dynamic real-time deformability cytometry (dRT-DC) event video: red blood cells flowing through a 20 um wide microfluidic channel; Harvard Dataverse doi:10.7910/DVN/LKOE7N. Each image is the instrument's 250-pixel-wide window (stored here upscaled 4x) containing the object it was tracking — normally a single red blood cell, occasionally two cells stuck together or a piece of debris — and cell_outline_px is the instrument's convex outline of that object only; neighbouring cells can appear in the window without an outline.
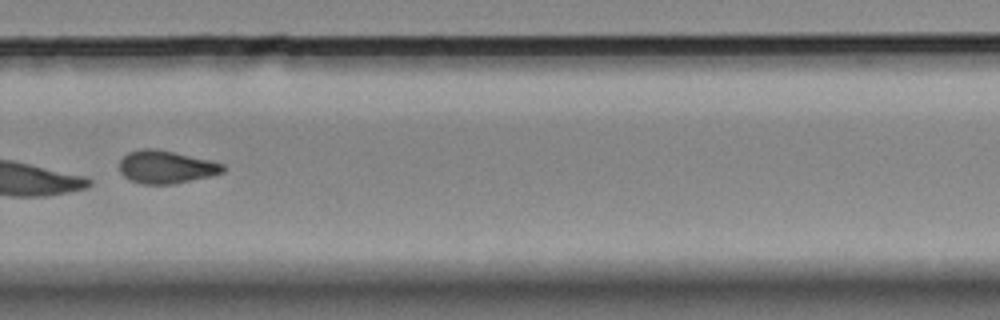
{"species": "Egyptian fruit bat (a non-hibernating species)", "species_latin": "Rousettus aegyptiacus", "temperature_condition": "room temperature", "stored_images_in_passage": 12, "camera_frame_rate_fps": 3000, "um_per_image_px": 0.085, "animal": {"sex": "female"}, "frame": {"image": 1, "passage_image": 9, "time_ms": 9.333, "image_size_px": [1000, 320], "cell_outline_px": [[224, 172], [208, 176], [172, 184], [140, 184], [128, 180], [120, 172], [120, 160], [128, 152], [140, 148], [156, 148], [212, 160], [224, 164]], "centroid_in_image_um": [14.08, 14.18], "position_along_channel_um": 315.7, "area_um2": 19.94}}
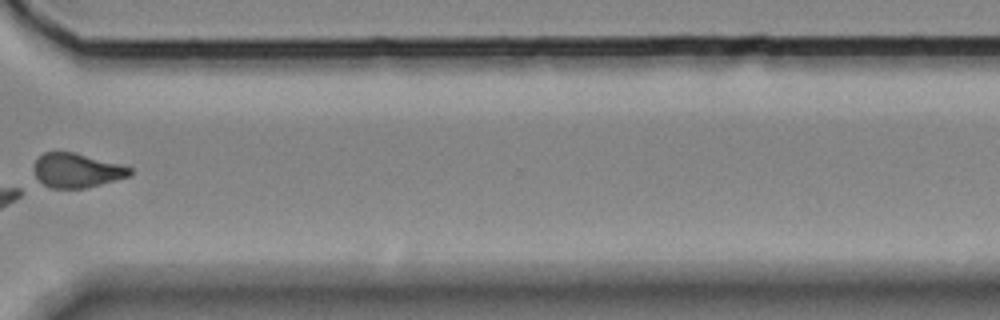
{"frame": {"image": 2, "passage_image": 10, "time_ms": 10.667, "image_size_px": [1000, 320], "cell_outline_px": [[132, 176], [84, 188], [52, 188], [36, 180], [32, 168], [36, 160], [44, 152], [72, 152], [120, 164], [132, 168]], "centroid_in_image_um": [6.5, 14.49], "position_along_channel_um": 364.1, "area_um2": 19.19}}